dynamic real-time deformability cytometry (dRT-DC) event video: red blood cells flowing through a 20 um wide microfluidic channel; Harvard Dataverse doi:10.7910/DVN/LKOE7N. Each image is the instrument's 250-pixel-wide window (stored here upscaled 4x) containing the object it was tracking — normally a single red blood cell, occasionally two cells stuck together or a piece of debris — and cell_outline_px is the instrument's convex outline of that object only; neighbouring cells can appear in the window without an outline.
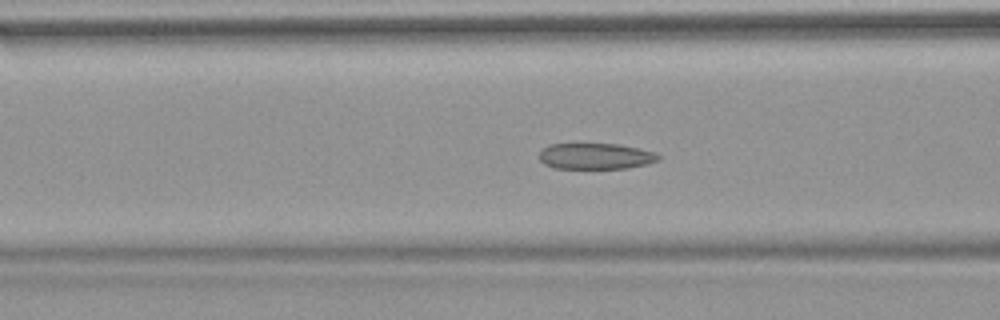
{"species": "common noctule bat (a hibernating species)", "species_latin": "Nyctalus noctula", "temperature_condition": "warm", "stored_images_in_passage": 53, "camera_frame_rate_fps": 3000, "um_per_image_px": 0.085, "animal": {"sex": "female", "body_mass_g": 18.4}, "frame": {"image": 1, "passage_image": 21, "time_ms": 6.667, "image_size_px": [1000, 320], "cell_outline_px": [[660, 160], [648, 164], [628, 168], [552, 168], [544, 164], [540, 160], [540, 152], [548, 144], [620, 144], [656, 152], [660, 156]], "centroid_in_image_um": [50.66, 13.28], "position_along_channel_um": 115.9, "area_um2": 18.15}}
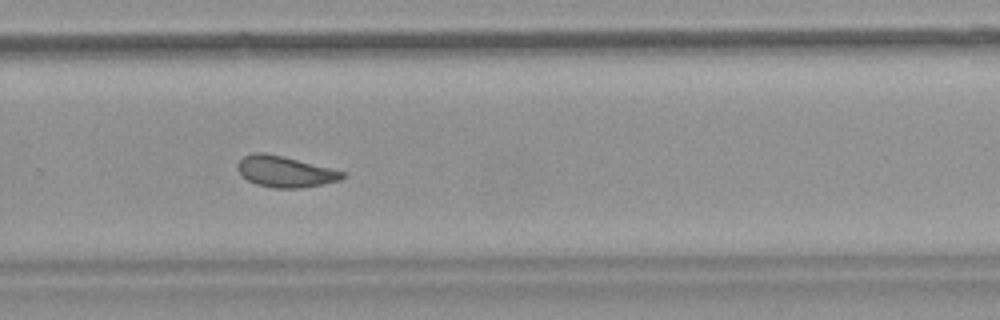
{"frame": {"image": 2, "passage_image": 36, "time_ms": 11.667, "image_size_px": [1000, 320], "cell_outline_px": [[344, 176], [340, 180], [324, 184], [300, 188], [272, 188], [256, 184], [248, 180], [236, 168], [236, 164], [244, 156], [252, 152], [264, 152], [344, 172]], "centroid_in_image_um": [24.17, 14.6], "position_along_channel_um": 305.6, "area_um2": 18.61}}
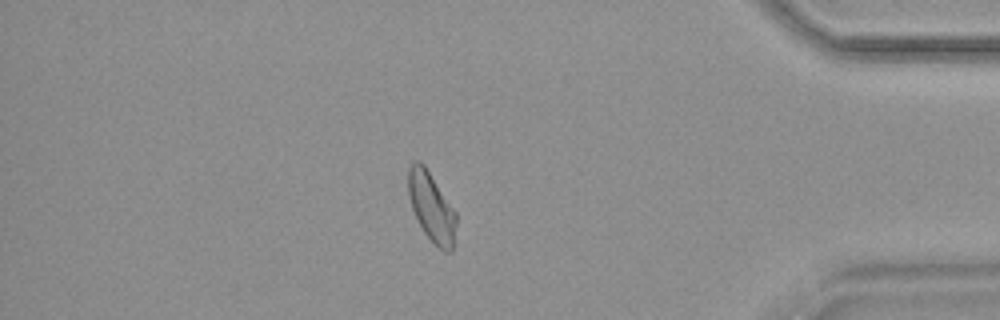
{"frame": {"image": 3, "passage_image": 46, "time_ms": 15.0, "image_size_px": [1000, 320], "cell_outline_px": [[456, 224], [452, 252], [444, 252], [424, 232], [412, 208], [408, 192], [408, 168], [412, 160], [420, 160], [424, 164], [456, 212]], "centroid_in_image_um": [36.67, 17.55], "position_along_channel_um": 398.5, "area_um2": 19.13}, "authors_computed_cell_mechanics": {"area_um2": 19.8832, "velocity_mm_per_s": 3.806, "shape_relaxation_time_tau1_ms": null, "shape_relaxation_time_tau2_ms": 1.8292, "deformation_change_tau1": null, "deformation_change_tau2": 0.0831}}